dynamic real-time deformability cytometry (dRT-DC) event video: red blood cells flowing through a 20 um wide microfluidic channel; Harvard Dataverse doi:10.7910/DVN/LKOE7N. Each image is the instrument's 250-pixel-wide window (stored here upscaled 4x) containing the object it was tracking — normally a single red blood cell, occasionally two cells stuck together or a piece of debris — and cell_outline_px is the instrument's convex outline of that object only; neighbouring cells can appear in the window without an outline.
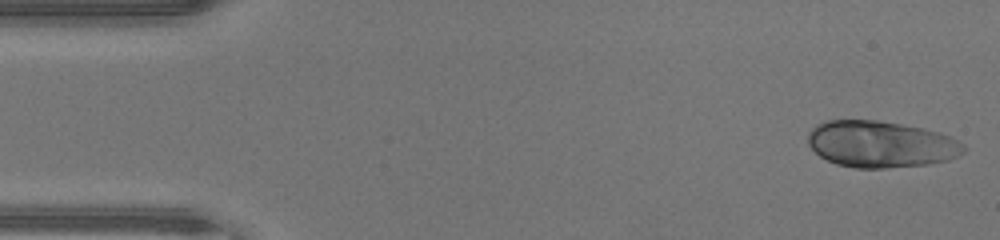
{"species": "human", "species_latin": "Homo sapiens", "temperature_condition": "warm", "stored_images_in_passage": 44, "camera_frame_rate_fps": 3000, "um_per_image_px": 0.085, "donor": {"sex": "male"}, "frame": {"image": 1, "passage_image": 1, "time_ms": 0.0, "image_size_px": [1000, 240], "cell_outline_px": [[968, 148], [964, 152], [948, 160], [928, 164], [884, 168], [856, 168], [836, 164], [820, 156], [808, 144], [808, 132], [816, 124], [828, 120], [876, 120], [900, 124], [940, 132], [960, 140]], "centroid_in_image_um": [74.88, 12.25], "position_along_channel_um": 10.1, "area_um2": 42.31}}
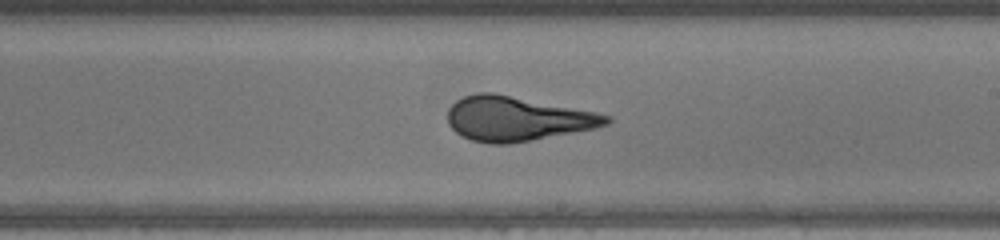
{"frame": {"image": 2, "passage_image": 25, "time_ms": 8.0, "image_size_px": [1000, 240], "cell_outline_px": [[612, 120], [608, 124], [592, 128], [508, 144], [488, 144], [472, 140], [456, 132], [448, 124], [448, 108], [456, 100], [464, 96], [476, 92], [496, 92], [596, 112], [612, 116]], "centroid_in_image_um": [43.91, 10.06], "position_along_channel_um": 245.1, "area_um2": 40.98}}
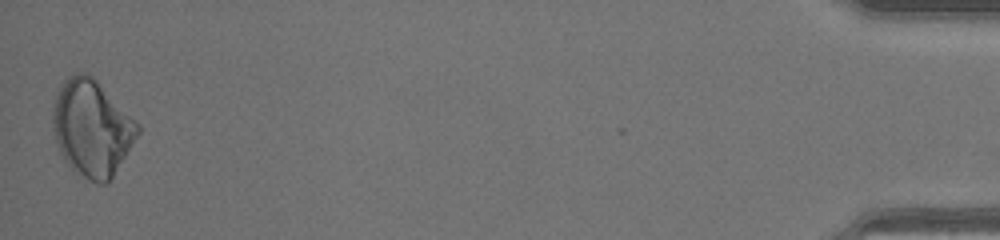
{"frame": {"image": 3, "passage_image": 44, "time_ms": 14.333, "image_size_px": [1000, 240], "cell_outline_px": [[140, 132], [112, 176], [104, 184], [100, 184], [88, 180], [72, 168], [64, 160], [60, 152], [52, 128], [52, 112], [56, 92], [60, 84], [72, 72], [88, 72], [140, 124]], "centroid_in_image_um": [7.78, 10.84], "position_along_channel_um": 427.4, "area_um2": 47.45}, "authors_computed_cell_mechanics": {"area_um2": 41.038, "velocity_mm_per_s": 4.507, "shape_relaxation_time_tau1_ms": 6.578, "shape_relaxation_time_tau2_ms": null, "deformation_change_tau1": 0.2201, "deformation_change_tau2": null}}